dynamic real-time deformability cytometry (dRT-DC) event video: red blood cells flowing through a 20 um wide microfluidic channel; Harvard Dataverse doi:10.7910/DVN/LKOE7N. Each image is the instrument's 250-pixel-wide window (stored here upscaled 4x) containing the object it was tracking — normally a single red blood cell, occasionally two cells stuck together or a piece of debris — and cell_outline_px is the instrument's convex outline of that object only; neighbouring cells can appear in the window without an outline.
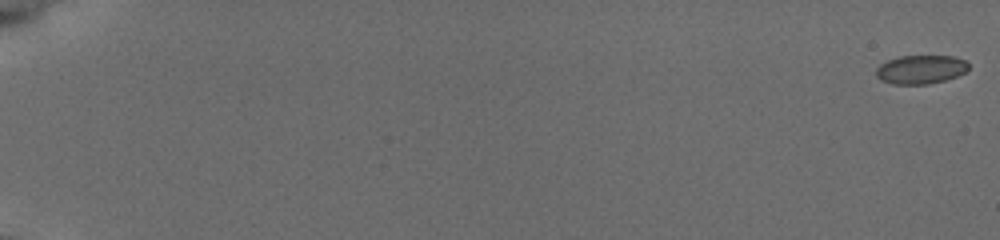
{"species": "common noctule bat (a hibernating species)", "species_latin": "Nyctalus noctula", "temperature_condition": "cold", "stored_images_in_passage": 57, "camera_frame_rate_fps": 3000, "um_per_image_px": 0.085, "animal": {"sex": "female", "body_mass_g": 19.5, "forearm_length_mm": 54.1}, "frame": {"image": 1, "passage_image": 1, "time_ms": 0.0, "image_size_px": [1000, 240], "cell_outline_px": [[968, 68], [964, 72], [956, 76], [944, 80], [928, 84], [892, 84], [880, 80], [876, 76], [876, 68], [880, 64], [896, 56], [956, 56], [968, 60]], "centroid_in_image_um": [78.25, 5.89], "position_along_channel_um": 6.8, "area_um2": 15.61}}
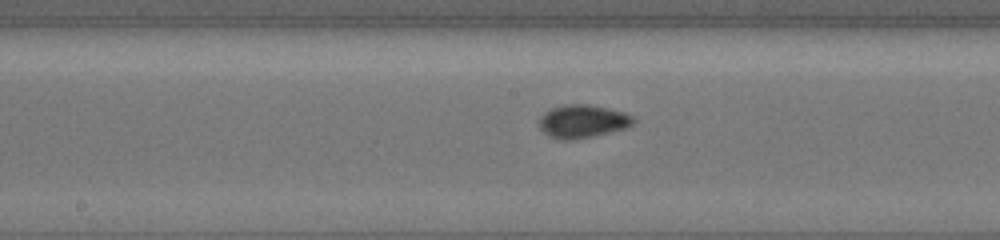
{"frame": {"image": 2, "passage_image": 33, "time_ms": 10.667, "image_size_px": [1000, 240], "cell_outline_px": [[636, 120], [632, 124], [624, 128], [592, 136], [572, 140], [556, 140], [548, 136], [540, 128], [540, 120], [552, 108], [564, 104], [592, 104], [624, 112], [632, 116]], "centroid_in_image_um": [49.53, 10.31], "position_along_channel_um": 198.7, "area_um2": 17.98}}
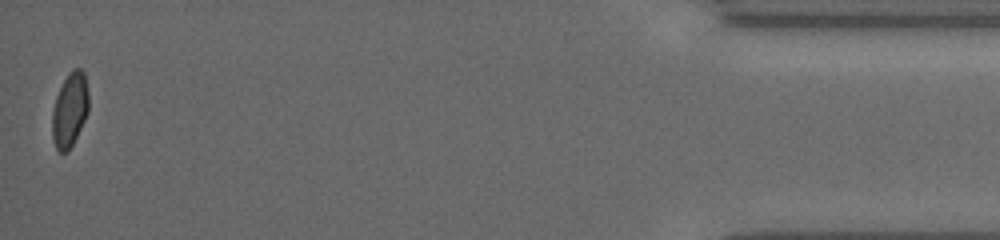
{"frame": {"image": 3, "passage_image": 57, "time_ms": 18.667, "image_size_px": [1000, 240], "cell_outline_px": [[88, 112], [68, 152], [60, 152], [56, 148], [52, 136], [52, 112], [56, 96], [68, 72], [72, 68], [80, 68], [84, 72], [88, 92]], "centroid_in_image_um": [5.92, 9.31], "position_along_channel_um": 429.3, "area_um2": 15.66}, "authors_computed_cell_mechanics": {"area_um2": 16.2418, "velocity_mm_per_s": 3.8031, "shape_relaxation_time_tau1_ms": 3.9787, "shape_relaxation_time_tau2_ms": 0.3803, "deformation_change_tau1": 0.0862, "deformation_change_tau2": 0.0402}}